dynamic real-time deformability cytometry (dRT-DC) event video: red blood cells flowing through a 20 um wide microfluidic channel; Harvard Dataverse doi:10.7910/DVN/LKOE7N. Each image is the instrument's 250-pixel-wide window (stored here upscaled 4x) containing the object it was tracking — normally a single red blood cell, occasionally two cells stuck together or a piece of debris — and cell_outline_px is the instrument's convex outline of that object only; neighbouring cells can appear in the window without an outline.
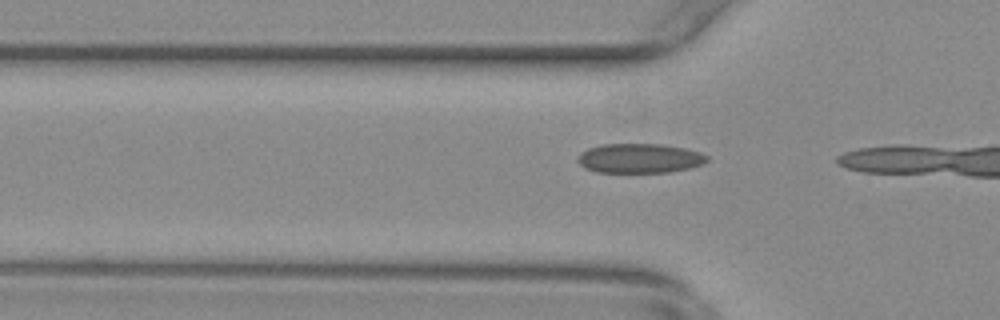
{"species": "common noctule bat (a hibernating species)", "species_latin": "Nyctalus noctula", "temperature_condition": "warm", "stored_images_in_passage": 5, "camera_frame_rate_fps": 3000, "um_per_image_px": 0.085, "animal": {"sex": "female", "body_mass_g": 29.2, "forearm_length_mm": 56.3}, "frame": {"image": 1, "passage_image": 3, "time_ms": 0.667, "image_size_px": [1000, 320], "cell_outline_px": [[708, 160], [700, 164], [688, 168], [668, 172], [596, 172], [584, 168], [576, 160], [576, 156], [580, 152], [588, 148], [600, 144], [660, 144], [684, 148], [700, 152], [708, 156]], "centroid_in_image_um": [54.29, 13.45], "position_along_channel_um": 71.5, "area_um2": 22.25}}